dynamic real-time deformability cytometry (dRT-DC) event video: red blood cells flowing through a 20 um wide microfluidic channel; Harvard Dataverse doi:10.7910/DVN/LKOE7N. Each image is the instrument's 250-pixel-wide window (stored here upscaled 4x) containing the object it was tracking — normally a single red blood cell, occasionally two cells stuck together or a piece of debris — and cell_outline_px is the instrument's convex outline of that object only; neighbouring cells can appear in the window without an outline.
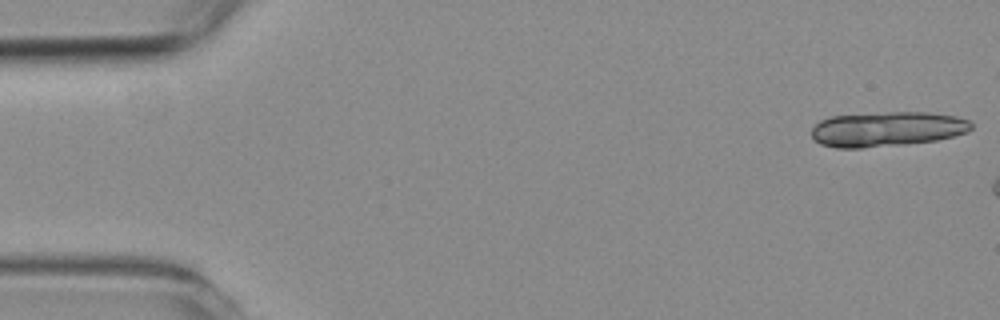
{"species": "common noctule bat (a hibernating species)", "species_latin": "Nyctalus noctula", "temperature_condition": "room temperature", "stored_images_in_passage": 13, "camera_frame_rate_fps": 3000, "um_per_image_px": 0.085, "animal": {"sex": "female", "body_mass_g": 19.3, "forearm_length_mm": 54.1}, "frame": {"image": 1, "passage_image": 1, "time_ms": 0.0, "image_size_px": [1000, 320], "cell_outline_px": [[972, 128], [968, 132], [936, 140], [904, 144], [860, 148], [836, 148], [820, 144], [812, 136], [812, 128], [820, 120], [832, 116], [888, 112], [928, 112], [956, 116], [968, 120], [972, 124]], "centroid_in_image_um": [75.4, 10.97], "position_along_channel_um": 9.6, "area_um2": 32.37}}